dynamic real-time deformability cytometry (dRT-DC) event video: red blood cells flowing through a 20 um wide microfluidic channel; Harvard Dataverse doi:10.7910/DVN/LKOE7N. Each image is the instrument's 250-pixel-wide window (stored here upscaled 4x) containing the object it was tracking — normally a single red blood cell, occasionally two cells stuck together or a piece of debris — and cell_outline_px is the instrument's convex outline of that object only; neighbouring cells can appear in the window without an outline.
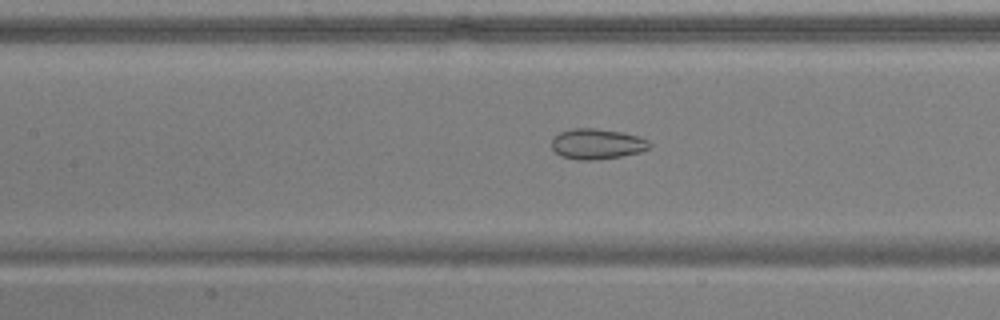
{"species": "common noctule bat (a hibernating species)", "species_latin": "Nyctalus noctula", "temperature_condition": "warm", "stored_images_in_passage": 44, "camera_frame_rate_fps": 3000, "um_per_image_px": 0.085, "animal": {"sex": "male", "body_mass_g": 17.9, "forearm_length_mm": 54.2}, "frame": {"image": 1, "passage_image": 16, "time_ms": 5.0, "image_size_px": [1000, 320], "cell_outline_px": [[652, 144], [648, 148], [640, 152], [620, 156], [592, 160], [576, 160], [560, 156], [552, 148], [552, 140], [560, 132], [572, 128], [596, 128], [620, 132], [640, 136], [648, 140]], "centroid_in_image_um": [50.74, 12.23], "position_along_channel_um": 156.7, "area_um2": 17.34}}
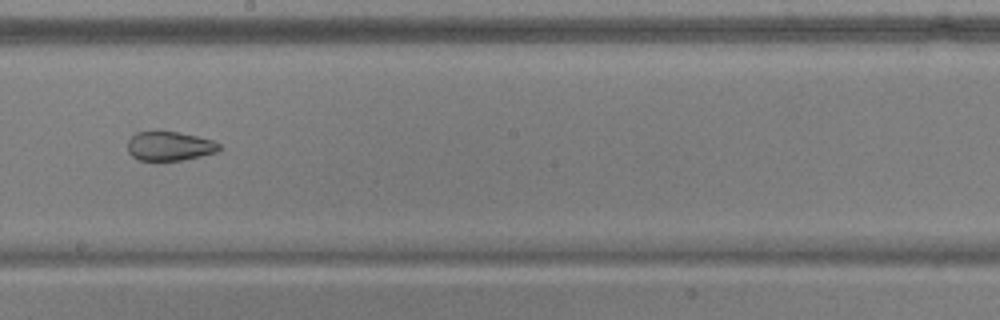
{"frame": {"image": 2, "passage_image": 22, "time_ms": 7.0, "image_size_px": [1000, 320], "cell_outline_px": [[220, 148], [216, 152], [184, 160], [140, 160], [132, 156], [128, 152], [128, 140], [136, 132], [156, 128], [196, 136], [212, 140], [220, 144]], "centroid_in_image_um": [14.36, 12.38], "position_along_channel_um": 233.8, "area_um2": 15.9}}
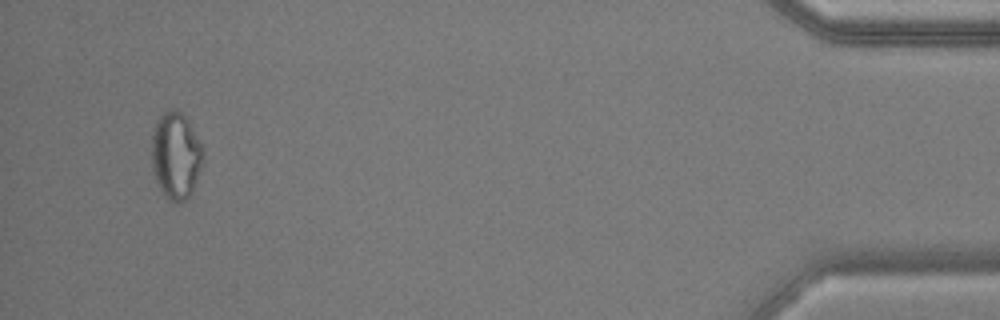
{"frame": {"image": 3, "passage_image": 42, "time_ms": 13.667, "image_size_px": [1000, 320], "cell_outline_px": [[204, 160], [192, 192], [184, 200], [176, 204], [164, 196], [156, 184], [152, 172], [152, 132], [156, 120], [168, 108], [176, 108], [188, 120], [204, 152]], "centroid_in_image_um": [14.92, 13.23], "position_along_channel_um": 420.3, "area_um2": 26.36}, "authors_computed_cell_mechanics": {"area_um2": 22.1085, "velocity_mm_per_s": 3.8839, "shape_relaxation_time_tau1_ms": null, "shape_relaxation_time_tau2_ms": 2.0844, "deformation_change_tau1": null, "deformation_change_tau2": 0.0847}}